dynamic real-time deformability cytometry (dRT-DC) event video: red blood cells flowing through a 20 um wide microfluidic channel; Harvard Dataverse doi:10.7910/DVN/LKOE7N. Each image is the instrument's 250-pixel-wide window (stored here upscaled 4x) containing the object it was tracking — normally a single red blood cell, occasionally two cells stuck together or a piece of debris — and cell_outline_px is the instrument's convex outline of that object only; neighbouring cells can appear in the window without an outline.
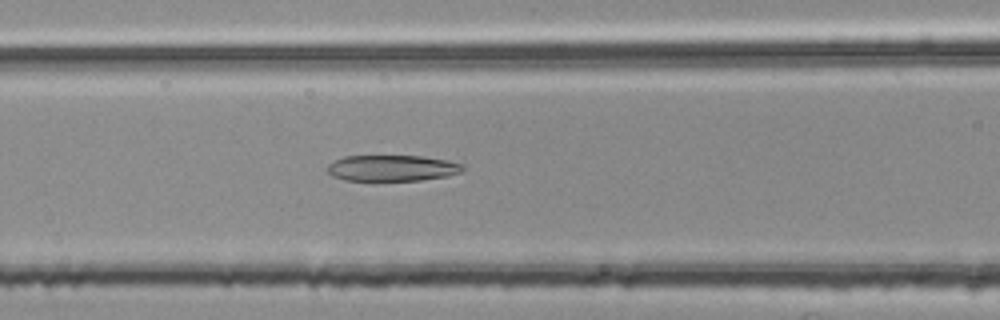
{"species": "common noctule bat (a hibernating species)", "species_latin": "Nyctalus noctula", "temperature_condition": "room temperature", "stored_images_in_passage": 41, "camera_frame_rate_fps": 3000, "um_per_image_px": 0.085, "animal": {"sex": "female", "body_mass_g": 25.1}, "frame": {"image": 1, "passage_image": 10, "time_ms": 3.0, "image_size_px": [1000, 320], "cell_outline_px": [[464, 168], [460, 172], [448, 176], [420, 180], [372, 184], [344, 180], [332, 176], [328, 172], [328, 164], [344, 156], [420, 156], [448, 160], [464, 164]], "centroid_in_image_um": [33.29, 14.34], "position_along_channel_um": 133.3, "area_um2": 21.56}}
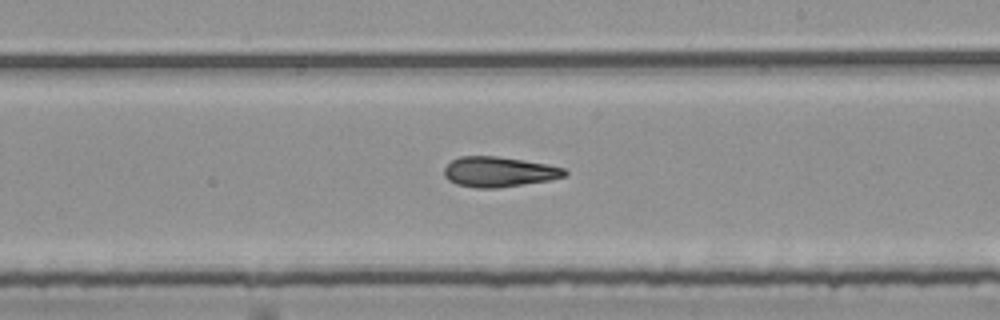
{"frame": {"image": 2, "passage_image": 19, "time_ms": 6.0, "image_size_px": [1000, 320], "cell_outline_px": [[568, 176], [548, 180], [496, 188], [476, 188], [456, 184], [448, 180], [444, 176], [444, 168], [452, 160], [460, 156], [496, 156], [524, 160], [564, 168], [568, 172]], "centroid_in_image_um": [42.39, 14.6], "position_along_channel_um": 246.6, "area_um2": 21.1}}
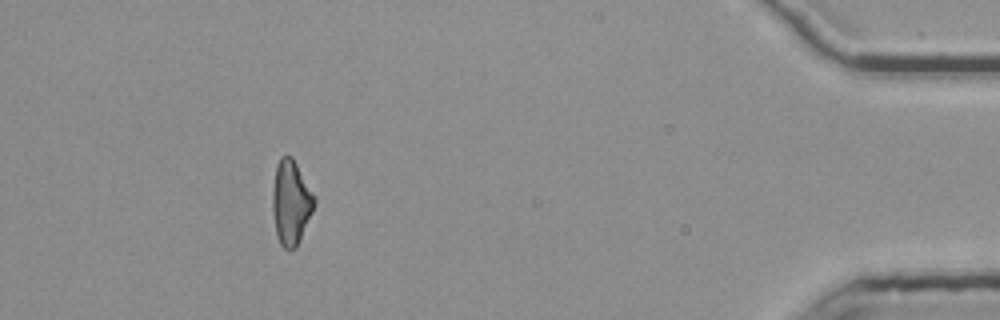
{"frame": {"image": 3, "passage_image": 37, "time_ms": 12.0, "image_size_px": [1000, 320], "cell_outline_px": [[316, 204], [300, 240], [296, 248], [288, 252], [280, 244], [276, 236], [272, 208], [272, 192], [276, 164], [280, 156], [292, 156], [316, 196]], "centroid_in_image_um": [24.74, 17.23], "position_along_channel_um": 410.5, "area_um2": 21.04}, "authors_computed_cell_mechanics": {"area_um2": 20.9814, "velocity_mm_per_s": 3.7797, "shape_relaxation_time_tau1_ms": null, "shape_relaxation_time_tau2_ms": 7.7459, "deformation_change_tau1": null, "deformation_change_tau2": 0.2123}}